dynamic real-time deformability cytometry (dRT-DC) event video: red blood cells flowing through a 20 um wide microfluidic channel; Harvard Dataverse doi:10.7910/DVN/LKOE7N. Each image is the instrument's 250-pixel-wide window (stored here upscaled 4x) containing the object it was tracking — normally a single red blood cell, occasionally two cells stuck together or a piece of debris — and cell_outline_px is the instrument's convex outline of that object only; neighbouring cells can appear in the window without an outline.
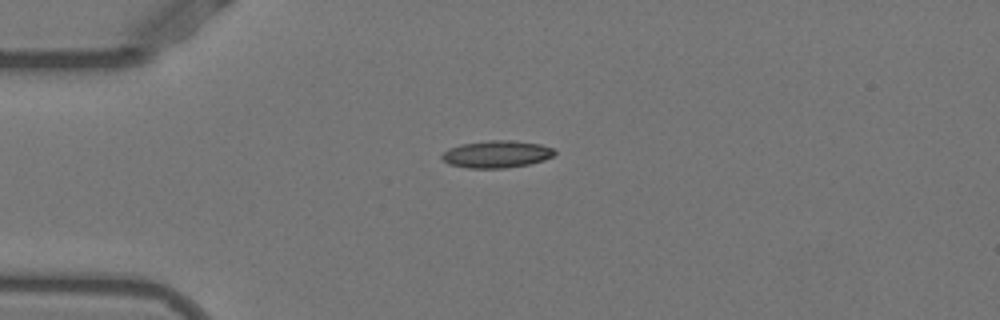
{"species": "Egyptian fruit bat (a non-hibernating species)", "species_latin": "Rousettus aegyptiacus", "temperature_condition": "warm", "stored_images_in_passage": 8, "camera_frame_rate_fps": 3000, "um_per_image_px": 0.085, "animal": {"sex": "female"}, "frame": {"image": 1, "passage_image": 1, "time_ms": 0.0, "image_size_px": [1000, 320], "cell_outline_px": [[556, 152], [552, 156], [544, 160], [528, 164], [504, 168], [468, 168], [448, 164], [440, 156], [448, 148], [460, 144], [488, 140], [512, 140], [540, 144], [552, 148]], "centroid_in_image_um": [42.18, 13.1], "position_along_channel_um": 42.8, "area_um2": 17.86}}
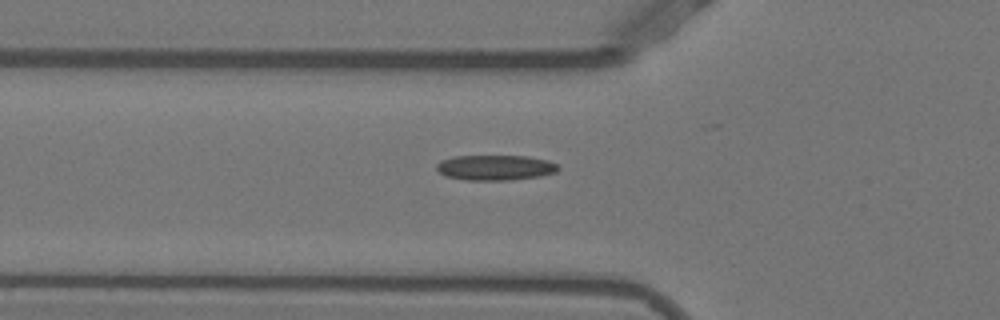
{"frame": {"image": 2, "passage_image": 6, "time_ms": 1.667, "image_size_px": [1000, 320], "cell_outline_px": [[560, 168], [556, 172], [540, 176], [512, 180], [468, 180], [444, 176], [436, 168], [436, 164], [440, 160], [456, 156], [528, 156], [548, 160], [556, 164]], "centroid_in_image_um": [42.1, 14.24], "position_along_channel_um": 83.7, "area_um2": 17.98}}